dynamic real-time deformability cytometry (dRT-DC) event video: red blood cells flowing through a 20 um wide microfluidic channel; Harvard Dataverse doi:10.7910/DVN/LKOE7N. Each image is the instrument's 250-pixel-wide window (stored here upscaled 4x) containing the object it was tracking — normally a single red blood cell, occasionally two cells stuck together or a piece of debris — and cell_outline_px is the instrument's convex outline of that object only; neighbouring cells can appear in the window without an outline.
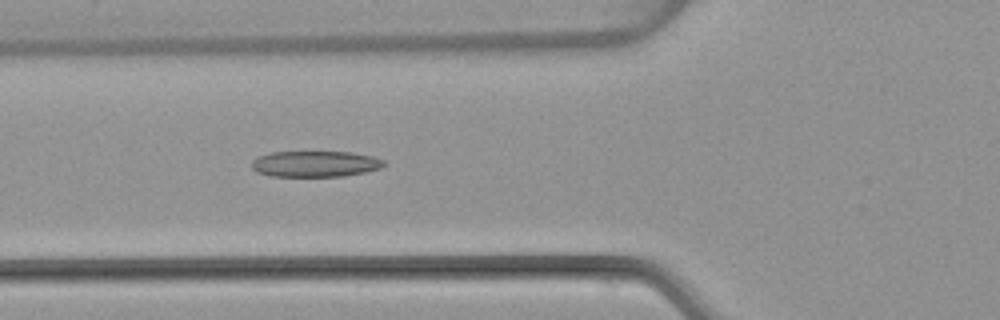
{"species": "common noctule bat (a hibernating species)", "species_latin": "Nyctalus noctula", "temperature_condition": "warm", "stored_images_in_passage": 51, "camera_frame_rate_fps": 3000, "um_per_image_px": 0.085, "animal": {"sex": "female", "body_mass_g": 22.7, "forearm_length_mm": 54.2}, "frame": {"image": 1, "passage_image": 19, "time_ms": 6.0, "image_size_px": [1000, 320], "cell_outline_px": [[388, 164], [380, 168], [364, 172], [340, 176], [268, 176], [256, 172], [252, 168], [252, 160], [260, 156], [272, 152], [352, 152], [372, 156], [384, 160]], "centroid_in_image_um": [26.8, 13.93], "position_along_channel_um": 99.0, "area_um2": 20.0}}
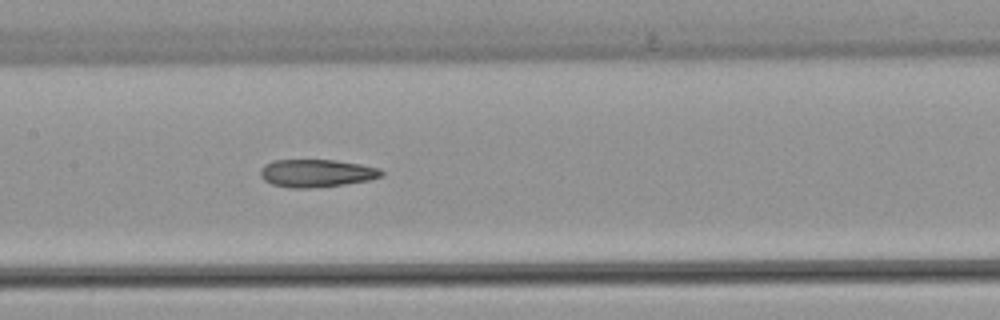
{"frame": {"image": 2, "passage_image": 25, "time_ms": 8.0, "image_size_px": [1000, 320], "cell_outline_px": [[384, 176], [368, 180], [344, 184], [308, 188], [288, 188], [272, 184], [264, 180], [260, 176], [260, 168], [264, 164], [272, 160], [336, 160], [360, 164], [380, 168], [384, 172]], "centroid_in_image_um": [26.89, 14.71], "position_along_channel_um": 180.5, "area_um2": 19.71}}
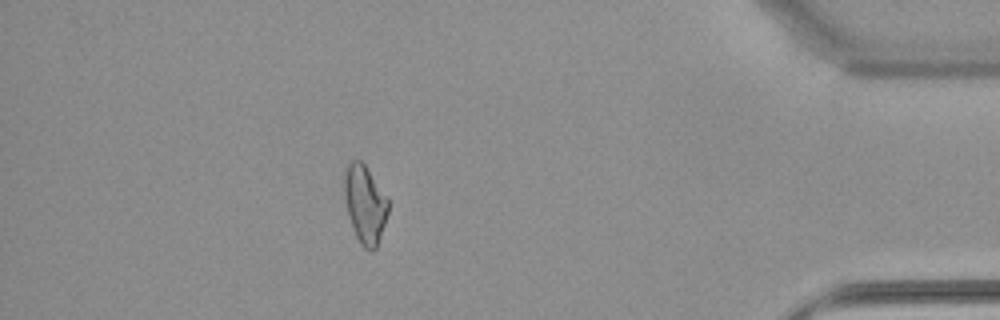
{"frame": {"image": 3, "passage_image": 45, "time_ms": 14.667, "image_size_px": [1000, 320], "cell_outline_px": [[388, 212], [376, 248], [364, 248], [360, 244], [356, 236], [348, 216], [344, 196], [344, 168], [352, 160], [360, 160], [364, 164], [388, 200]], "centroid_in_image_um": [30.98, 17.33], "position_along_channel_um": 404.2, "area_um2": 19.54}, "authors_computed_cell_mechanics": {"area_um2": 20.4034, "velocity_mm_per_s": 4.0519, "shape_relaxation_time_tau1_ms": null, "shape_relaxation_time_tau2_ms": 3.1051, "deformation_change_tau1": null, "deformation_change_tau2": 0.1172}}